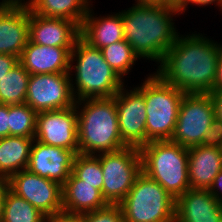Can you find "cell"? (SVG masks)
Masks as SVG:
<instances>
[{"label":"cell","mask_w":222,"mask_h":222,"mask_svg":"<svg viewBox=\"0 0 222 222\" xmlns=\"http://www.w3.org/2000/svg\"><path fill=\"white\" fill-rule=\"evenodd\" d=\"M222 45L200 33L177 35L165 53L157 74L185 93H210L215 90L217 61Z\"/></svg>","instance_id":"obj_1"},{"label":"cell","mask_w":222,"mask_h":222,"mask_svg":"<svg viewBox=\"0 0 222 222\" xmlns=\"http://www.w3.org/2000/svg\"><path fill=\"white\" fill-rule=\"evenodd\" d=\"M176 14V6L136 3L122 11L124 40L138 57L160 64L178 35L172 22Z\"/></svg>","instance_id":"obj_2"},{"label":"cell","mask_w":222,"mask_h":222,"mask_svg":"<svg viewBox=\"0 0 222 222\" xmlns=\"http://www.w3.org/2000/svg\"><path fill=\"white\" fill-rule=\"evenodd\" d=\"M75 106L79 154L97 155L127 147L120 137L115 96L84 99L76 101Z\"/></svg>","instance_id":"obj_3"},{"label":"cell","mask_w":222,"mask_h":222,"mask_svg":"<svg viewBox=\"0 0 222 222\" xmlns=\"http://www.w3.org/2000/svg\"><path fill=\"white\" fill-rule=\"evenodd\" d=\"M73 61H77V65L74 66ZM72 68L76 84H72V91L76 101L113 97L125 87L122 78L105 61L102 51L81 37L71 51L70 71Z\"/></svg>","instance_id":"obj_4"},{"label":"cell","mask_w":222,"mask_h":222,"mask_svg":"<svg viewBox=\"0 0 222 222\" xmlns=\"http://www.w3.org/2000/svg\"><path fill=\"white\" fill-rule=\"evenodd\" d=\"M142 172L175 200L190 189L188 148L171 140L151 141L140 148Z\"/></svg>","instance_id":"obj_5"},{"label":"cell","mask_w":222,"mask_h":222,"mask_svg":"<svg viewBox=\"0 0 222 222\" xmlns=\"http://www.w3.org/2000/svg\"><path fill=\"white\" fill-rule=\"evenodd\" d=\"M136 88L145 99L146 144L151 141L171 140L185 92L166 83L157 73L150 74L142 86Z\"/></svg>","instance_id":"obj_6"},{"label":"cell","mask_w":222,"mask_h":222,"mask_svg":"<svg viewBox=\"0 0 222 222\" xmlns=\"http://www.w3.org/2000/svg\"><path fill=\"white\" fill-rule=\"evenodd\" d=\"M119 205L125 222H175V199L144 172Z\"/></svg>","instance_id":"obj_7"},{"label":"cell","mask_w":222,"mask_h":222,"mask_svg":"<svg viewBox=\"0 0 222 222\" xmlns=\"http://www.w3.org/2000/svg\"><path fill=\"white\" fill-rule=\"evenodd\" d=\"M103 174L102 196L108 204H119L129 193L142 172L140 149L127 146L120 150L96 155Z\"/></svg>","instance_id":"obj_8"},{"label":"cell","mask_w":222,"mask_h":222,"mask_svg":"<svg viewBox=\"0 0 222 222\" xmlns=\"http://www.w3.org/2000/svg\"><path fill=\"white\" fill-rule=\"evenodd\" d=\"M214 118L215 107L210 93H185L171 141L185 148L201 145Z\"/></svg>","instance_id":"obj_9"},{"label":"cell","mask_w":222,"mask_h":222,"mask_svg":"<svg viewBox=\"0 0 222 222\" xmlns=\"http://www.w3.org/2000/svg\"><path fill=\"white\" fill-rule=\"evenodd\" d=\"M72 74H31L25 103L34 111H50L72 107L76 104L72 91Z\"/></svg>","instance_id":"obj_10"},{"label":"cell","mask_w":222,"mask_h":222,"mask_svg":"<svg viewBox=\"0 0 222 222\" xmlns=\"http://www.w3.org/2000/svg\"><path fill=\"white\" fill-rule=\"evenodd\" d=\"M8 188L47 217L63 211L62 185L23 169L7 179Z\"/></svg>","instance_id":"obj_11"},{"label":"cell","mask_w":222,"mask_h":222,"mask_svg":"<svg viewBox=\"0 0 222 222\" xmlns=\"http://www.w3.org/2000/svg\"><path fill=\"white\" fill-rule=\"evenodd\" d=\"M34 139L79 153L76 106L37 113Z\"/></svg>","instance_id":"obj_12"},{"label":"cell","mask_w":222,"mask_h":222,"mask_svg":"<svg viewBox=\"0 0 222 222\" xmlns=\"http://www.w3.org/2000/svg\"><path fill=\"white\" fill-rule=\"evenodd\" d=\"M129 91L122 87L115 95L120 137L127 146L140 149L146 145L145 99L136 87Z\"/></svg>","instance_id":"obj_13"},{"label":"cell","mask_w":222,"mask_h":222,"mask_svg":"<svg viewBox=\"0 0 222 222\" xmlns=\"http://www.w3.org/2000/svg\"><path fill=\"white\" fill-rule=\"evenodd\" d=\"M22 1L0 2V54L20 58L29 41V7Z\"/></svg>","instance_id":"obj_14"},{"label":"cell","mask_w":222,"mask_h":222,"mask_svg":"<svg viewBox=\"0 0 222 222\" xmlns=\"http://www.w3.org/2000/svg\"><path fill=\"white\" fill-rule=\"evenodd\" d=\"M75 153L72 150L33 141L27 169L42 178L63 185L72 172Z\"/></svg>","instance_id":"obj_15"},{"label":"cell","mask_w":222,"mask_h":222,"mask_svg":"<svg viewBox=\"0 0 222 222\" xmlns=\"http://www.w3.org/2000/svg\"><path fill=\"white\" fill-rule=\"evenodd\" d=\"M80 26L63 18H48L29 9V41L48 47H74L80 38Z\"/></svg>","instance_id":"obj_16"},{"label":"cell","mask_w":222,"mask_h":222,"mask_svg":"<svg viewBox=\"0 0 222 222\" xmlns=\"http://www.w3.org/2000/svg\"><path fill=\"white\" fill-rule=\"evenodd\" d=\"M175 222H222V203L209 190L189 189L175 200Z\"/></svg>","instance_id":"obj_17"},{"label":"cell","mask_w":222,"mask_h":222,"mask_svg":"<svg viewBox=\"0 0 222 222\" xmlns=\"http://www.w3.org/2000/svg\"><path fill=\"white\" fill-rule=\"evenodd\" d=\"M73 47H48L28 41L19 63L31 74L71 73L70 57Z\"/></svg>","instance_id":"obj_18"},{"label":"cell","mask_w":222,"mask_h":222,"mask_svg":"<svg viewBox=\"0 0 222 222\" xmlns=\"http://www.w3.org/2000/svg\"><path fill=\"white\" fill-rule=\"evenodd\" d=\"M221 170V148L203 145L188 148L190 189L209 190Z\"/></svg>","instance_id":"obj_19"},{"label":"cell","mask_w":222,"mask_h":222,"mask_svg":"<svg viewBox=\"0 0 222 222\" xmlns=\"http://www.w3.org/2000/svg\"><path fill=\"white\" fill-rule=\"evenodd\" d=\"M108 203L96 185L83 183L72 172L62 185L63 211L84 214L106 207Z\"/></svg>","instance_id":"obj_20"},{"label":"cell","mask_w":222,"mask_h":222,"mask_svg":"<svg viewBox=\"0 0 222 222\" xmlns=\"http://www.w3.org/2000/svg\"><path fill=\"white\" fill-rule=\"evenodd\" d=\"M89 11L80 27V37L90 46L102 49L115 42L124 40L122 12L115 15L94 17Z\"/></svg>","instance_id":"obj_21"},{"label":"cell","mask_w":222,"mask_h":222,"mask_svg":"<svg viewBox=\"0 0 222 222\" xmlns=\"http://www.w3.org/2000/svg\"><path fill=\"white\" fill-rule=\"evenodd\" d=\"M34 138L7 136L0 138V178L27 169Z\"/></svg>","instance_id":"obj_22"},{"label":"cell","mask_w":222,"mask_h":222,"mask_svg":"<svg viewBox=\"0 0 222 222\" xmlns=\"http://www.w3.org/2000/svg\"><path fill=\"white\" fill-rule=\"evenodd\" d=\"M29 9L40 16L63 18L76 22L80 27L89 11V0H29Z\"/></svg>","instance_id":"obj_23"},{"label":"cell","mask_w":222,"mask_h":222,"mask_svg":"<svg viewBox=\"0 0 222 222\" xmlns=\"http://www.w3.org/2000/svg\"><path fill=\"white\" fill-rule=\"evenodd\" d=\"M1 222H47V216L7 188Z\"/></svg>","instance_id":"obj_24"},{"label":"cell","mask_w":222,"mask_h":222,"mask_svg":"<svg viewBox=\"0 0 222 222\" xmlns=\"http://www.w3.org/2000/svg\"><path fill=\"white\" fill-rule=\"evenodd\" d=\"M30 74L18 63L0 81V103L24 104Z\"/></svg>","instance_id":"obj_25"},{"label":"cell","mask_w":222,"mask_h":222,"mask_svg":"<svg viewBox=\"0 0 222 222\" xmlns=\"http://www.w3.org/2000/svg\"><path fill=\"white\" fill-rule=\"evenodd\" d=\"M9 136L34 138L37 112L28 104L9 105Z\"/></svg>","instance_id":"obj_26"},{"label":"cell","mask_w":222,"mask_h":222,"mask_svg":"<svg viewBox=\"0 0 222 222\" xmlns=\"http://www.w3.org/2000/svg\"><path fill=\"white\" fill-rule=\"evenodd\" d=\"M105 61L123 79L139 58L125 41H118L101 49Z\"/></svg>","instance_id":"obj_27"},{"label":"cell","mask_w":222,"mask_h":222,"mask_svg":"<svg viewBox=\"0 0 222 222\" xmlns=\"http://www.w3.org/2000/svg\"><path fill=\"white\" fill-rule=\"evenodd\" d=\"M72 173L83 183L96 185L102 193L103 174L100 159L96 155L76 154L73 161Z\"/></svg>","instance_id":"obj_28"},{"label":"cell","mask_w":222,"mask_h":222,"mask_svg":"<svg viewBox=\"0 0 222 222\" xmlns=\"http://www.w3.org/2000/svg\"><path fill=\"white\" fill-rule=\"evenodd\" d=\"M84 222H125L119 204H108L102 209L84 213Z\"/></svg>","instance_id":"obj_29"},{"label":"cell","mask_w":222,"mask_h":222,"mask_svg":"<svg viewBox=\"0 0 222 222\" xmlns=\"http://www.w3.org/2000/svg\"><path fill=\"white\" fill-rule=\"evenodd\" d=\"M203 146L218 147L222 146V120L216 116L212 121V125L208 132L204 135L202 144Z\"/></svg>","instance_id":"obj_30"},{"label":"cell","mask_w":222,"mask_h":222,"mask_svg":"<svg viewBox=\"0 0 222 222\" xmlns=\"http://www.w3.org/2000/svg\"><path fill=\"white\" fill-rule=\"evenodd\" d=\"M18 63H19L18 57L14 55L0 54V81Z\"/></svg>","instance_id":"obj_31"},{"label":"cell","mask_w":222,"mask_h":222,"mask_svg":"<svg viewBox=\"0 0 222 222\" xmlns=\"http://www.w3.org/2000/svg\"><path fill=\"white\" fill-rule=\"evenodd\" d=\"M47 222H84V214H72L62 211L47 217Z\"/></svg>","instance_id":"obj_32"},{"label":"cell","mask_w":222,"mask_h":222,"mask_svg":"<svg viewBox=\"0 0 222 222\" xmlns=\"http://www.w3.org/2000/svg\"><path fill=\"white\" fill-rule=\"evenodd\" d=\"M9 105L0 103V138L9 136Z\"/></svg>","instance_id":"obj_33"},{"label":"cell","mask_w":222,"mask_h":222,"mask_svg":"<svg viewBox=\"0 0 222 222\" xmlns=\"http://www.w3.org/2000/svg\"><path fill=\"white\" fill-rule=\"evenodd\" d=\"M216 2V6L218 5V7L220 6V8L222 9V0H183L178 6V10L180 11V13H182L183 11L186 10V8H188L187 6L192 3V4H196L199 6H205V5H211L213 3Z\"/></svg>","instance_id":"obj_34"},{"label":"cell","mask_w":222,"mask_h":222,"mask_svg":"<svg viewBox=\"0 0 222 222\" xmlns=\"http://www.w3.org/2000/svg\"><path fill=\"white\" fill-rule=\"evenodd\" d=\"M219 190V191H218ZM209 192L222 203V170L215 177L212 186L209 188ZM221 192V193H220Z\"/></svg>","instance_id":"obj_35"},{"label":"cell","mask_w":222,"mask_h":222,"mask_svg":"<svg viewBox=\"0 0 222 222\" xmlns=\"http://www.w3.org/2000/svg\"><path fill=\"white\" fill-rule=\"evenodd\" d=\"M215 107V116L222 120V90L210 92Z\"/></svg>","instance_id":"obj_36"},{"label":"cell","mask_w":222,"mask_h":222,"mask_svg":"<svg viewBox=\"0 0 222 222\" xmlns=\"http://www.w3.org/2000/svg\"><path fill=\"white\" fill-rule=\"evenodd\" d=\"M215 90H222V50L217 61Z\"/></svg>","instance_id":"obj_37"},{"label":"cell","mask_w":222,"mask_h":222,"mask_svg":"<svg viewBox=\"0 0 222 222\" xmlns=\"http://www.w3.org/2000/svg\"><path fill=\"white\" fill-rule=\"evenodd\" d=\"M8 188L6 179L0 178V220L2 219L3 201Z\"/></svg>","instance_id":"obj_38"},{"label":"cell","mask_w":222,"mask_h":222,"mask_svg":"<svg viewBox=\"0 0 222 222\" xmlns=\"http://www.w3.org/2000/svg\"><path fill=\"white\" fill-rule=\"evenodd\" d=\"M137 4L166 5V0H136Z\"/></svg>","instance_id":"obj_39"},{"label":"cell","mask_w":222,"mask_h":222,"mask_svg":"<svg viewBox=\"0 0 222 222\" xmlns=\"http://www.w3.org/2000/svg\"><path fill=\"white\" fill-rule=\"evenodd\" d=\"M183 0H166L167 6H178Z\"/></svg>","instance_id":"obj_40"}]
</instances>
